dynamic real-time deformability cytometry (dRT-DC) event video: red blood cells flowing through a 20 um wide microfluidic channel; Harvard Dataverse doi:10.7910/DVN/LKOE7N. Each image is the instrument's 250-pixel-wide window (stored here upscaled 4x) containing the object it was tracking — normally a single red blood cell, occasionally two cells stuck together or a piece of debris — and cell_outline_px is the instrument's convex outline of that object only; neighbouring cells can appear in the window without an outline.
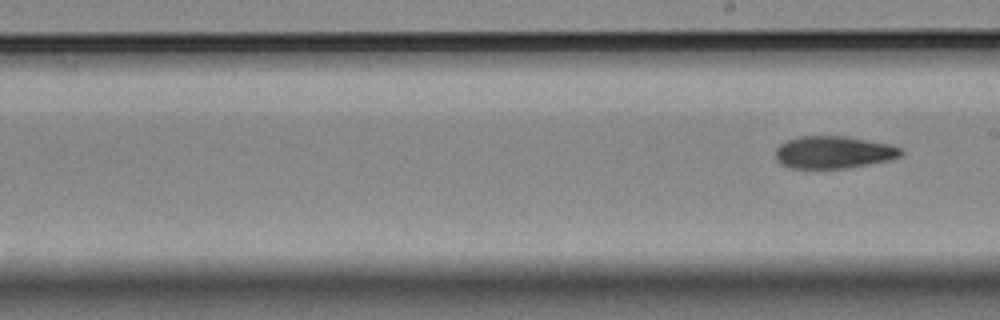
{"species": "Egyptian fruit bat (a non-hibernating species)", "species_latin": "Rousettus aegyptiacus", "temperature_condition": "room temperature", "stored_images_in_passage": 10, "segment_of_instrument_passage": [2, 2], "camera_frame_rate_fps": 3000, "um_per_image_px": 0.085, "animal": {"sex": "female"}, "frame": {"image": 1, "passage_image": 10, "time_ms": 3.0, "image_size_px": [1000, 320], "cell_outline_px": [[904, 152], [900, 156], [888, 160], [848, 168], [788, 168], [780, 164], [776, 160], [776, 148], [780, 144], [788, 140], [800, 136], [844, 136], [888, 144], [900, 148]], "centroid_in_image_um": [70.81, 12.95], "position_along_channel_um": 218.2, "area_um2": 23.52}}